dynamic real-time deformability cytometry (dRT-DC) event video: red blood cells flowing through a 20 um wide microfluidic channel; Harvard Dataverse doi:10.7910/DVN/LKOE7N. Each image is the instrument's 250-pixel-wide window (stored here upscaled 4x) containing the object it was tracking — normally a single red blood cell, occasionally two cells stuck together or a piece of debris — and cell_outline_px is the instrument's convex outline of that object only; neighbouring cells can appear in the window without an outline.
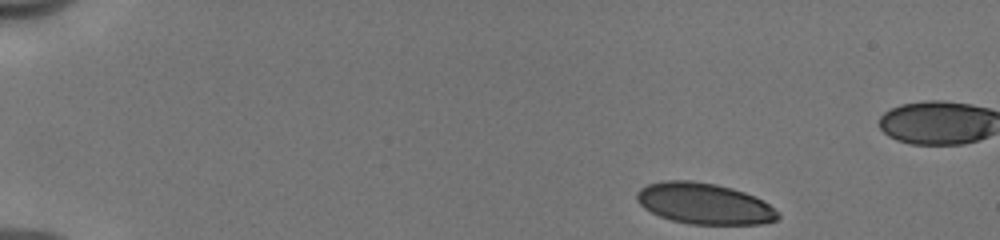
{"species": "human", "species_latin": "Homo sapiens", "temperature_condition": "cold", "stored_images_in_passage": 44, "camera_frame_rate_fps": 3000, "um_per_image_px": 0.085, "donor": {"sex": "male"}, "frame": {"image": 1, "passage_image": 1, "time_ms": 0.0, "image_size_px": [1000, 240], "cell_outline_px": [[780, 216], [776, 220], [760, 224], [692, 224], [672, 220], [660, 216], [644, 208], [636, 200], [636, 192], [640, 188], [648, 184], [664, 180], [692, 180], [716, 184], [732, 188], [744, 192], [768, 204], [780, 212]], "centroid_in_image_um": [59.84, 17.3], "position_along_channel_um": 25.2, "area_um2": 33.7}}
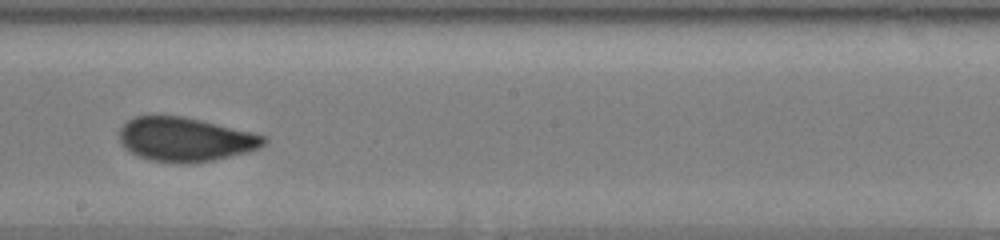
{"frame": {"image": 2, "passage_image": 25, "time_ms": 8.0, "image_size_px": [1000, 240], "cell_outline_px": [[268, 140], [260, 148], [248, 152], [212, 160], [192, 164], [188, 164], [152, 160], [136, 156], [124, 148], [120, 140], [120, 128], [128, 120], [136, 116], [184, 116], [252, 132], [268, 136]], "centroid_in_image_um": [15.77, 11.85], "position_along_channel_um": 232.4, "area_um2": 37.17}}
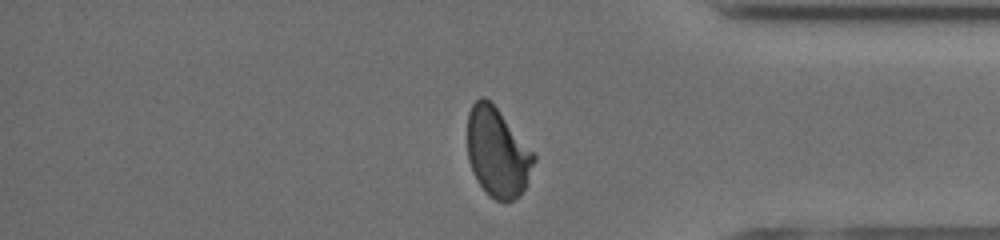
{"frame": {"image": 3, "passage_image": 38, "time_ms": 12.333, "image_size_px": [1000, 240], "cell_outline_px": [[536, 160], [528, 180], [520, 196], [508, 204], [504, 204], [496, 200], [476, 180], [472, 172], [468, 160], [468, 112], [472, 104], [480, 96], [484, 96], [496, 108], [536, 156]], "centroid_in_image_um": [42.28, 13.0], "position_along_channel_um": 392.9, "area_um2": 34.28}}